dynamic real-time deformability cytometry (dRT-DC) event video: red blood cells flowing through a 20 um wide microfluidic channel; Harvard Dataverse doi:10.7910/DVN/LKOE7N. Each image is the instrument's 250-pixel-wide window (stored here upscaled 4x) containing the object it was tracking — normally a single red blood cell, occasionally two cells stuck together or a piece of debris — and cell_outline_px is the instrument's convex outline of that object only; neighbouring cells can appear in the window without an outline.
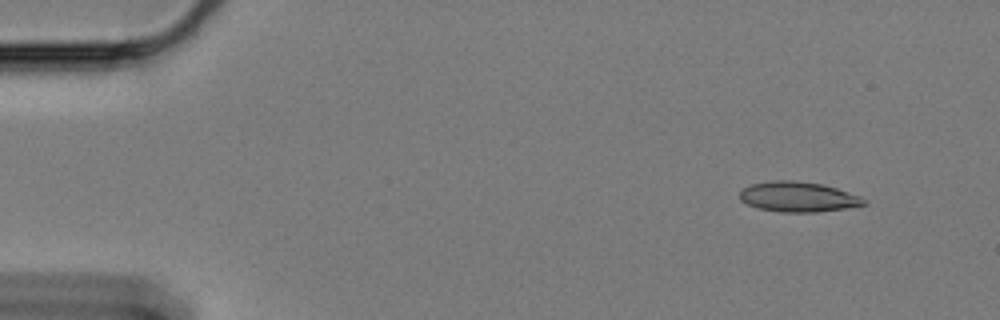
{"species": "Egyptian fruit bat (a non-hibernating species)", "species_latin": "Rousettus aegyptiacus", "temperature_condition": "cold", "stored_images_in_passage": 61, "segment_of_instrument_passage": [1, 2], "camera_frame_rate_fps": 3000, "um_per_image_px": 0.085, "animal": {"sex": "female"}, "frame": {"image": 1, "passage_image": 5, "time_ms": 1.333, "image_size_px": [1000, 320], "cell_outline_px": [[868, 204], [844, 208], [816, 212], [780, 212], [760, 208], [748, 204], [740, 200], [740, 192], [744, 188], [752, 184], [772, 180], [792, 180], [824, 184], [860, 196], [868, 200]], "centroid_in_image_um": [67.87, 16.72], "position_along_channel_um": 17.1, "area_um2": 21.73}}
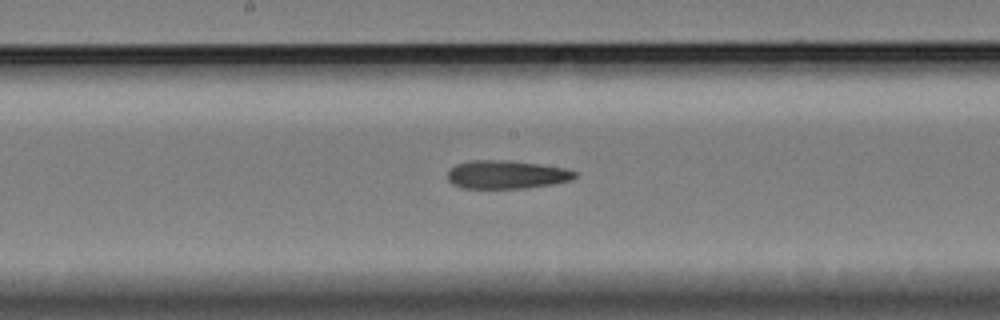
{"frame": {"image": 2, "passage_image": 31, "time_ms": 10.0, "image_size_px": [1000, 320], "cell_outline_px": [[576, 176], [572, 180], [552, 184], [524, 188], [460, 188], [452, 184], [448, 180], [448, 172], [456, 164], [468, 160], [508, 160], [568, 168], [576, 172]], "centroid_in_image_um": [43.05, 14.83], "position_along_channel_um": 205.2, "area_um2": 21.1}}
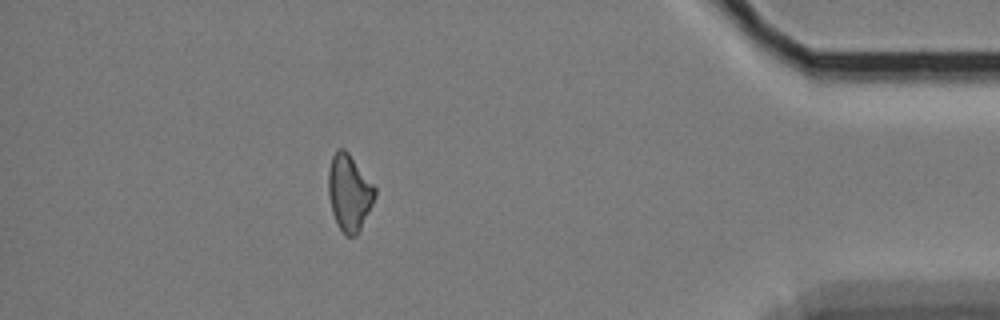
{"frame": {"image": 3, "passage_image": 53, "time_ms": 17.333, "image_size_px": [1000, 320], "cell_outline_px": [[376, 196], [356, 236], [344, 236], [336, 224], [332, 212], [328, 196], [328, 168], [332, 156], [336, 148], [344, 148], [348, 152], [376, 188]], "centroid_in_image_um": [29.65, 16.37], "position_along_channel_um": 405.5, "area_um2": 20.81}}